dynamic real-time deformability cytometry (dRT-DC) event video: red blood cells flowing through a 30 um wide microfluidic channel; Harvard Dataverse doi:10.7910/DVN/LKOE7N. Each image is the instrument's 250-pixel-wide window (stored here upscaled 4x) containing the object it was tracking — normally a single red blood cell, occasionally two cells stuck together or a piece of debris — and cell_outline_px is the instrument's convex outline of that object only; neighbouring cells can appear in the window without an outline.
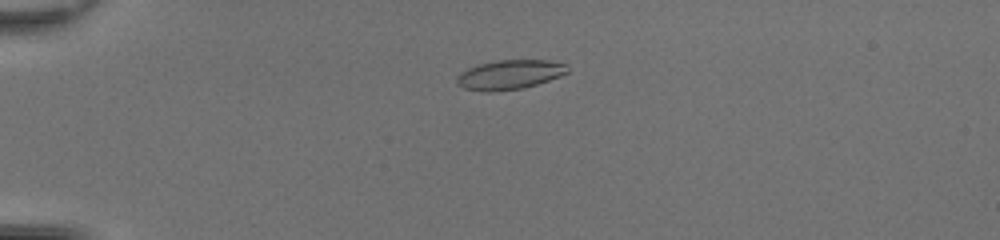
{"species": "common noctule bat (a hibernating species)", "species_latin": "Nyctalus noctula", "temperature_condition": "room temperature", "stored_images_in_passage": 49, "camera_frame_rate_fps": 3000, "um_per_image_px": 0.085, "animal": {"sex": "female", "body_mass_g": 20.0, "forearm_length_mm": 54.0}, "frame": {"image": 1, "passage_image": 13, "time_ms": 4.0, "image_size_px": [1000, 240], "cell_outline_px": [[568, 72], [560, 76], [524, 88], [492, 92], [484, 92], [464, 88], [456, 84], [456, 76], [460, 72], [476, 64], [496, 60], [548, 60], [564, 64], [568, 68]], "centroid_in_image_um": [43.25, 6.35], "position_along_channel_um": 41.7, "area_um2": 19.13}}
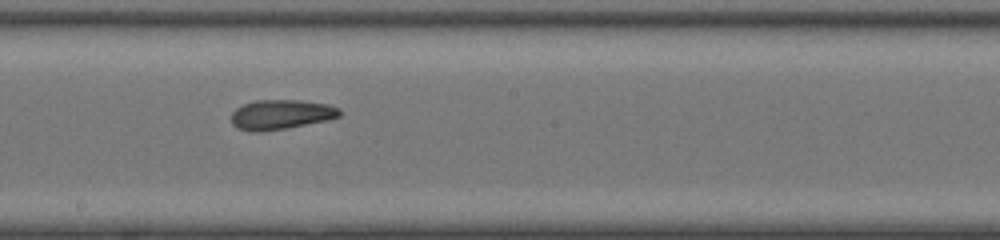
{"frame": {"image": 2, "passage_image": 29, "time_ms": 9.333, "image_size_px": [1000, 240], "cell_outline_px": [[340, 116], [328, 120], [284, 128], [256, 132], [252, 132], [236, 128], [232, 124], [232, 112], [236, 108], [244, 104], [256, 100], [300, 100], [328, 104], [340, 108]], "centroid_in_image_um": [23.87, 9.73], "position_along_channel_um": 224.3, "area_um2": 18.67}}
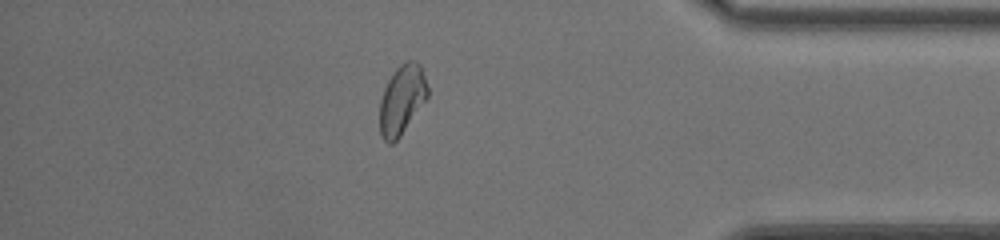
{"frame": {"image": 3, "passage_image": 43, "time_ms": 14.0, "image_size_px": [1000, 240], "cell_outline_px": [[428, 96], [400, 136], [392, 144], [388, 144], [384, 140], [380, 132], [380, 100], [384, 88], [388, 80], [396, 68], [400, 64], [408, 60], [416, 60], [420, 64], [428, 88]], "centroid_in_image_um": [34.15, 8.46], "position_along_channel_um": 401.0, "area_um2": 19.19}, "authors_computed_cell_mechanics": {"area_um2": 19.0162, "velocity_mm_per_s": 4.3364, "shape_relaxation_time_tau1_ms": 7.5789, "shape_relaxation_time_tau2_ms": 2.1518, "deformation_change_tau1": 0.2084, "deformation_change_tau2": 0.0868}}